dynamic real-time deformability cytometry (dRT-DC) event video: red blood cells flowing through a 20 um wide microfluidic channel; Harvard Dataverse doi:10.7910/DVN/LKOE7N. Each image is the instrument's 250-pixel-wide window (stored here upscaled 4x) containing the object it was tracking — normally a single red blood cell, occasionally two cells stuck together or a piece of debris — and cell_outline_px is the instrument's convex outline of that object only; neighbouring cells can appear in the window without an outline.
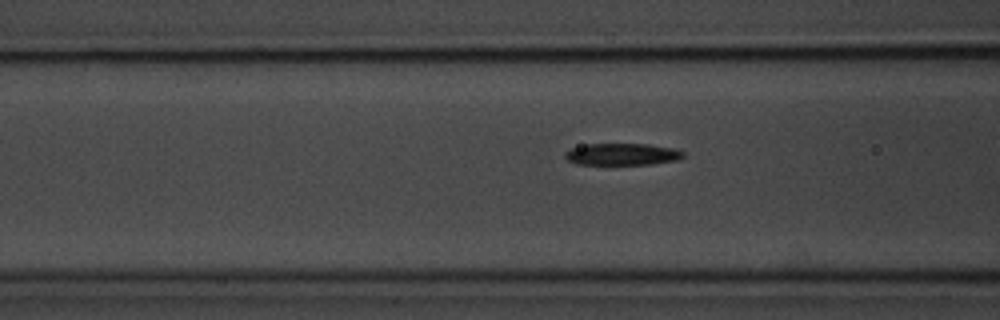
{"species": "common noctule bat (a hibernating species)", "species_latin": "Nyctalus noctula", "temperature_condition": "room temperature", "stored_images_in_passage": 6, "camera_frame_rate_fps": 3000, "um_per_image_px": 0.085, "animal": {"sex": "male", "body_mass_g": 20.1, "forearm_length_mm": 53.5}, "frame": {"image": 1, "passage_image": 4, "time_ms": 1.0, "image_size_px": [1000, 320], "cell_outline_px": [[684, 156], [676, 160], [652, 164], [576, 164], [568, 160], [564, 156], [564, 152], [572, 148], [588, 144], [648, 144], [672, 148], [684, 152]], "centroid_in_image_um": [52.87, 13.11], "position_along_channel_um": 113.7, "area_um2": 14.91}}